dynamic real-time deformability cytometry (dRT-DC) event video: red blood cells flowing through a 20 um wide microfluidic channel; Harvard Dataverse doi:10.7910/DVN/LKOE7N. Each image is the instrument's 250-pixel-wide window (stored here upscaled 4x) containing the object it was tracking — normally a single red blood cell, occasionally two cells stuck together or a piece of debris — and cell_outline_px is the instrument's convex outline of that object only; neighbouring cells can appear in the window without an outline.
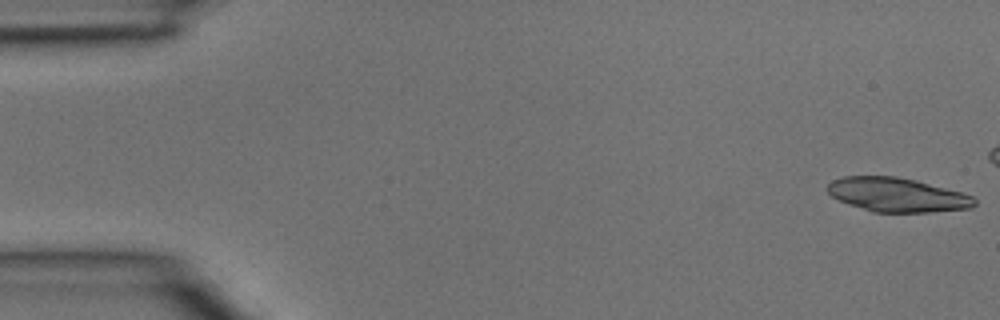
{"species": "common noctule bat (a hibernating species)", "species_latin": "Nyctalus noctula", "temperature_condition": "room temperature", "stored_images_in_passage": 1, "camera_frame_rate_fps": 3000, "um_per_image_px": 0.085, "animal": {"sex": "male", "body_mass_g": 15.6}, "frame": {"image": 1, "passage_image": 1, "time_ms": 0.0, "image_size_px": [1000, 320], "cell_outline_px": [[976, 204], [972, 208], [928, 212], [872, 212], [848, 204], [832, 196], [828, 192], [828, 184], [832, 180], [844, 176], [896, 176], [916, 180], [964, 192], [972, 196], [976, 200]], "centroid_in_image_um": [76.29, 16.55], "position_along_channel_um": 8.7, "area_um2": 29.3}}